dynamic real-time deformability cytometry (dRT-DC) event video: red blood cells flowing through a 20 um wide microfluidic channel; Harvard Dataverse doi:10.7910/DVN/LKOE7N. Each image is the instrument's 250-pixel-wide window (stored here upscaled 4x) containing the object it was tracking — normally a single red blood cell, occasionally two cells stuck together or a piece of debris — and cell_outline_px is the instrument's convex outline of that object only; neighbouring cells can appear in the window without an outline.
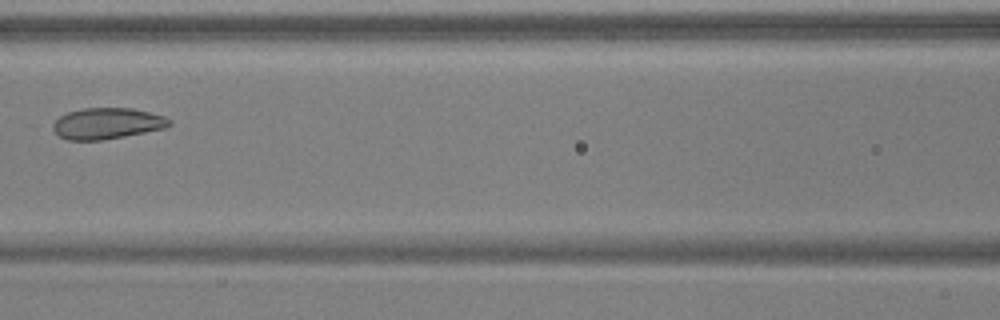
{"species": "common noctule bat (a hibernating species)", "species_latin": "Nyctalus noctula", "temperature_condition": "warm", "stored_images_in_passage": 7, "camera_frame_rate_fps": 3000, "um_per_image_px": 0.085, "animal": {"sex": "male", "body_mass_g": 17.9, "forearm_length_mm": 54.2}, "frame": {"image": 1, "passage_image": 6, "time_ms": 1.667, "image_size_px": [1000, 320], "cell_outline_px": [[172, 124], [164, 128], [104, 140], [68, 140], [60, 136], [52, 128], [52, 124], [60, 116], [68, 112], [84, 108], [132, 108], [164, 116], [172, 120]], "centroid_in_image_um": [9.1, 10.49], "position_along_channel_um": 157.5, "area_um2": 20.98}}
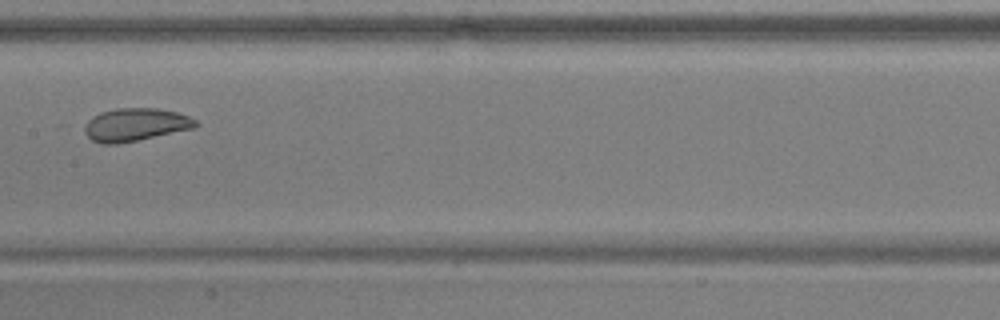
{"frame": {"image": 2, "passage_image": 7, "time_ms": 2.0, "image_size_px": [1000, 320], "cell_outline_px": [[200, 124], [192, 128], [136, 140], [116, 144], [100, 144], [92, 140], [84, 132], [84, 124], [92, 116], [100, 112], [116, 108], [156, 108], [176, 112], [188, 116], [196, 120]], "centroid_in_image_um": [11.46, 10.59], "position_along_channel_um": 195.9, "area_um2": 21.15}}